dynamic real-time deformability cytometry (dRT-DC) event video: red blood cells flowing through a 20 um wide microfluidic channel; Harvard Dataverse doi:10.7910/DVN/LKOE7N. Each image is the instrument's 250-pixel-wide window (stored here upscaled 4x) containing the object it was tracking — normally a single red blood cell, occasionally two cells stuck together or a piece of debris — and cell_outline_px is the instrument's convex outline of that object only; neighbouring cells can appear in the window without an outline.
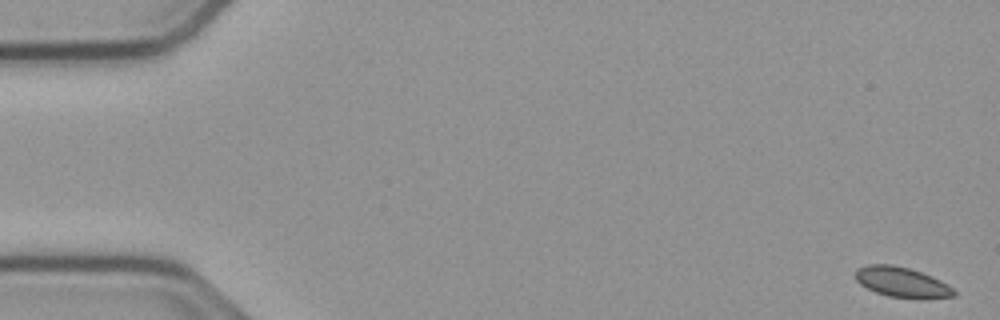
{"species": "common noctule bat (a hibernating species)", "species_latin": "Nyctalus noctula", "temperature_condition": "cold", "stored_images_in_passage": 55, "camera_frame_rate_fps": 3000, "um_per_image_px": 0.085, "animal": {"sex": "male", "body_mass_g": 23.1, "forearm_length_mm": 52.7}, "frame": {"image": 1, "passage_image": 1, "time_ms": 0.0, "image_size_px": [1000, 320], "cell_outline_px": [[956, 296], [924, 300], [888, 296], [876, 292], [860, 284], [856, 280], [856, 268], [868, 264], [892, 264], [908, 268], [932, 276], [940, 280], [952, 288], [956, 292]], "centroid_in_image_um": [76.68, 24.0], "position_along_channel_um": 8.3, "area_um2": 17.51}}
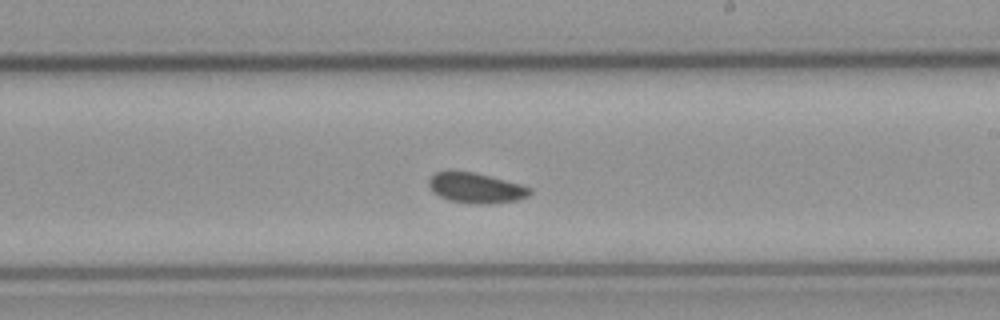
{"frame": {"image": 2, "passage_image": 32, "time_ms": 10.333, "image_size_px": [1000, 320], "cell_outline_px": [[532, 192], [528, 196], [516, 200], [492, 204], [476, 204], [448, 200], [432, 192], [428, 184], [428, 180], [436, 172], [448, 168], [476, 172], [520, 184], [532, 188]], "centroid_in_image_um": [40.41, 15.94], "position_along_channel_um": 248.6, "area_um2": 18.32}}
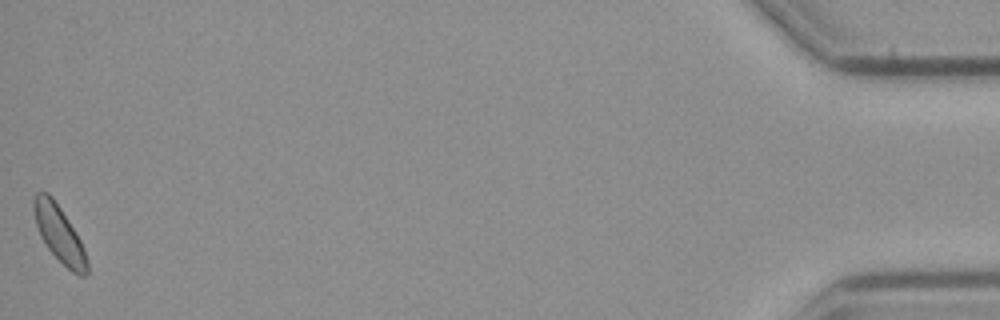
{"frame": {"image": 3, "passage_image": 55, "time_ms": 18.0, "image_size_px": [1000, 320], "cell_outline_px": [[88, 272], [84, 276], [80, 276], [72, 272], [48, 248], [40, 236], [36, 224], [32, 204], [32, 200], [36, 192], [48, 192], [52, 196], [60, 208], [80, 240], [84, 248], [88, 264]], "centroid_in_image_um": [5.02, 19.86], "position_along_channel_um": 430.2, "area_um2": 17.22}}